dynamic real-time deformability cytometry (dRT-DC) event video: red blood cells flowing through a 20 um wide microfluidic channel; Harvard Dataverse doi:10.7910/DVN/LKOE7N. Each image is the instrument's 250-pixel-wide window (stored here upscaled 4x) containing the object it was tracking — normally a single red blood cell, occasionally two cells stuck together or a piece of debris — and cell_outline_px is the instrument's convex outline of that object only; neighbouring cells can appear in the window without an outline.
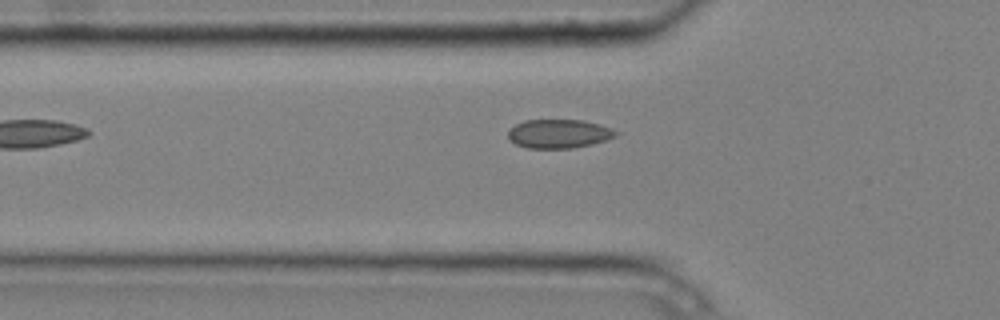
{"species": "common noctule bat (a hibernating species)", "species_latin": "Nyctalus noctula", "temperature_condition": "cold", "stored_images_in_passage": 6, "camera_frame_rate_fps": 3000, "um_per_image_px": 0.085, "animal": {"sex": "male", "body_mass_g": 20.4}, "frame": {"image": 1, "passage_image": 5, "time_ms": 1.333, "image_size_px": [1000, 320], "cell_outline_px": [[620, 132], [616, 136], [592, 144], [572, 148], [528, 148], [516, 144], [508, 140], [508, 132], [516, 124], [524, 120], [584, 120], [600, 124], [612, 128]], "centroid_in_image_um": [47.52, 11.36], "position_along_channel_um": 78.3, "area_um2": 18.15}}
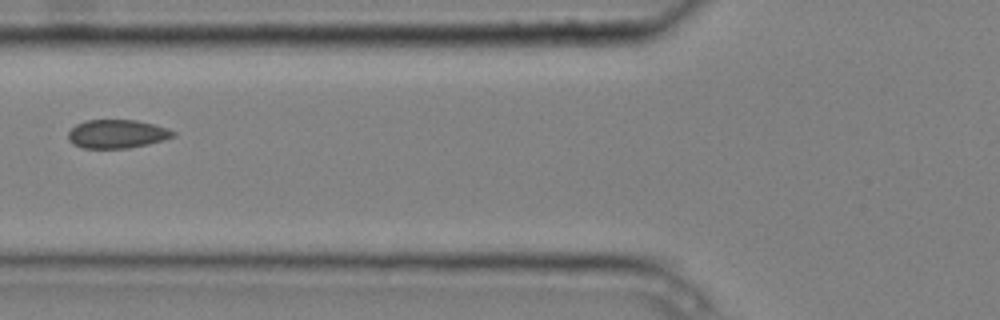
{"frame": {"image": 2, "passage_image": 6, "time_ms": 1.667, "image_size_px": [1000, 320], "cell_outline_px": [[176, 136], [164, 140], [148, 144], [128, 148], [80, 148], [72, 144], [68, 140], [68, 132], [76, 124], [84, 120], [136, 120], [168, 128], [176, 132]], "centroid_in_image_um": [9.93, 11.39], "position_along_channel_um": 115.9, "area_um2": 17.63}}